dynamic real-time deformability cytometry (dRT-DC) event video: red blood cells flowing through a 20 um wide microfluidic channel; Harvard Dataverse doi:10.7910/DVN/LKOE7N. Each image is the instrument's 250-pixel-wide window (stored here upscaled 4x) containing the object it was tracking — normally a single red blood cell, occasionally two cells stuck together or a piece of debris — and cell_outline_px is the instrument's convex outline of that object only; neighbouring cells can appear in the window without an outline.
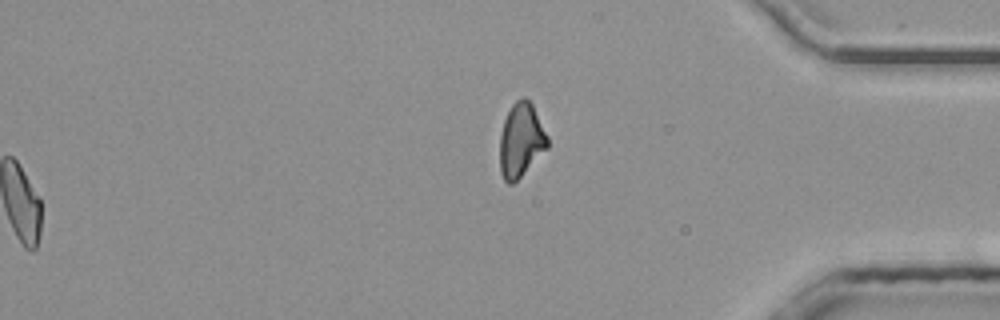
{"species": "common noctule bat (a hibernating species)", "species_latin": "Nyctalus noctula", "temperature_condition": "room temperature", "stored_images_in_passage": 53, "segment_of_instrument_passage": [2, 2], "camera_frame_rate_fps": 3000, "um_per_image_px": 0.085, "animal": {"sex": "male", "body_mass_g": 20.4}, "frame": {"image": 1, "passage_image": 53, "time_ms": 17.333, "image_size_px": [1000, 320], "cell_outline_px": [[548, 148], [512, 184], [508, 184], [504, 180], [500, 172], [500, 136], [504, 120], [512, 104], [516, 100], [524, 96], [532, 104], [548, 136]], "centroid_in_image_um": [44.28, 11.91], "position_along_channel_um": 390.9, "area_um2": 20.4}}